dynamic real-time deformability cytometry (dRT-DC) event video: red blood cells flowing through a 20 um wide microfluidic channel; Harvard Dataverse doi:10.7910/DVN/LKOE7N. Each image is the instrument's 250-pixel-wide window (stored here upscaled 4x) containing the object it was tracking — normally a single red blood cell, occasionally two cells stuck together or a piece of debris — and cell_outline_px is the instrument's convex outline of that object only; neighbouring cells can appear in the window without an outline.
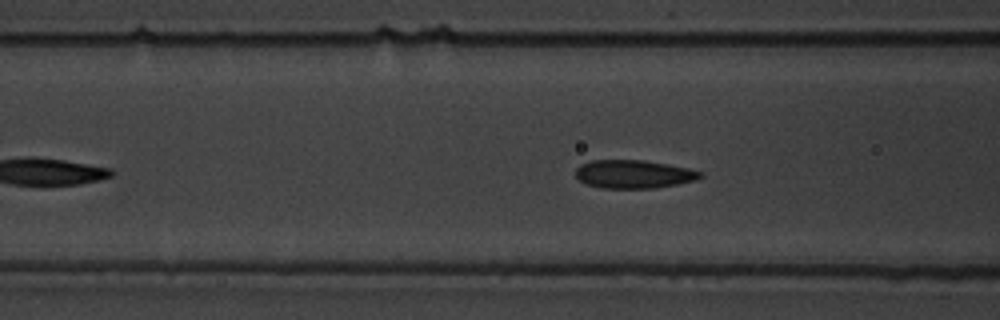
{"species": "common noctule bat (a hibernating species)", "species_latin": "Nyctalus noctula", "temperature_condition": "warm", "stored_images_in_passage": 33, "camera_frame_rate_fps": 3000, "um_per_image_px": 0.085, "animal": {"sex": "male", "body_mass_g": 19.5, "forearm_length_mm": 54.6}, "frame": {"image": 1, "passage_image": 11, "time_ms": 3.333, "image_size_px": [1000, 320], "cell_outline_px": [[704, 176], [696, 180], [656, 188], [600, 188], [584, 184], [576, 176], [576, 168], [580, 164], [592, 160], [644, 160], [668, 164], [688, 168], [704, 172]], "centroid_in_image_um": [53.87, 14.8], "position_along_channel_um": 112.7, "area_um2": 20.75}}
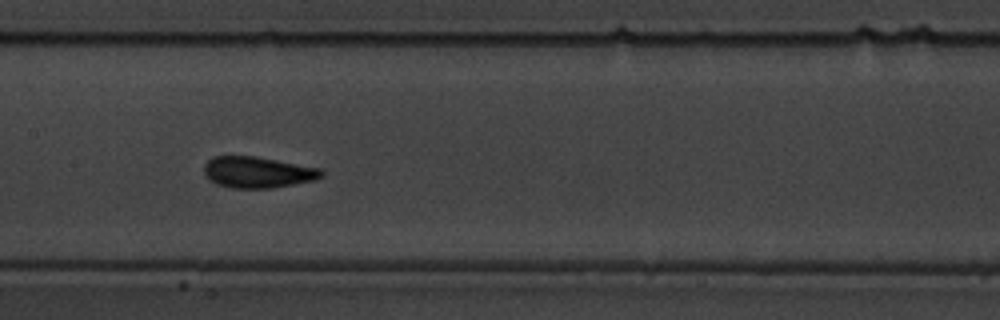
{"frame": {"image": 2, "passage_image": 17, "time_ms": 5.333, "image_size_px": [1000, 320], "cell_outline_px": [[324, 176], [312, 180], [296, 184], [272, 188], [228, 188], [216, 184], [208, 180], [204, 172], [204, 164], [212, 156], [256, 156], [320, 168], [324, 172]], "centroid_in_image_um": [21.87, 14.64], "position_along_channel_um": 185.5, "area_um2": 21.56}}
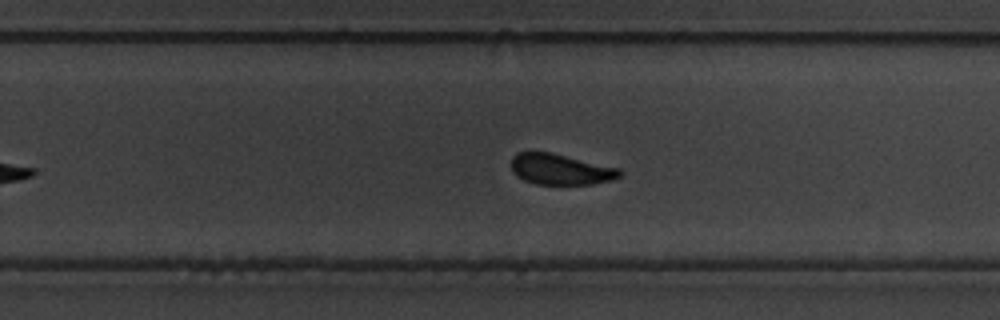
{"frame": {"image": 3, "passage_image": 25, "time_ms": 8.0, "image_size_px": [1000, 320], "cell_outline_px": [[624, 172], [620, 176], [612, 180], [592, 184], [536, 184], [524, 180], [516, 176], [512, 172], [512, 156], [516, 152], [552, 152], [620, 168]], "centroid_in_image_um": [47.66, 14.39], "position_along_channel_um": 282.1, "area_um2": 19.65}, "authors_computed_cell_mechanics": {"area_um2": 20.808, "velocity_mm_per_s": 3.6358, "shape_relaxation_time_tau1_ms": 2.7063, "shape_relaxation_time_tau2_ms": 1.0087, "deformation_change_tau1": 0.0841, "deformation_change_tau2": 0.072}}